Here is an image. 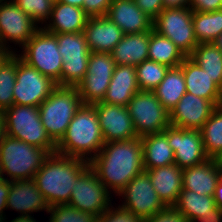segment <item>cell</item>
<instances>
[{
	"label": "cell",
	"mask_w": 222,
	"mask_h": 222,
	"mask_svg": "<svg viewBox=\"0 0 222 222\" xmlns=\"http://www.w3.org/2000/svg\"><path fill=\"white\" fill-rule=\"evenodd\" d=\"M89 165L99 181L117 195L135 176L145 171L142 139L106 142Z\"/></svg>",
	"instance_id": "6da1fadb"
},
{
	"label": "cell",
	"mask_w": 222,
	"mask_h": 222,
	"mask_svg": "<svg viewBox=\"0 0 222 222\" xmlns=\"http://www.w3.org/2000/svg\"><path fill=\"white\" fill-rule=\"evenodd\" d=\"M89 166L84 159L51 153L45 158L34 180L50 207L68 204L73 184Z\"/></svg>",
	"instance_id": "7a4b0ae2"
},
{
	"label": "cell",
	"mask_w": 222,
	"mask_h": 222,
	"mask_svg": "<svg viewBox=\"0 0 222 222\" xmlns=\"http://www.w3.org/2000/svg\"><path fill=\"white\" fill-rule=\"evenodd\" d=\"M104 143L95 106L83 104L56 145V152L90 162Z\"/></svg>",
	"instance_id": "3957f363"
},
{
	"label": "cell",
	"mask_w": 222,
	"mask_h": 222,
	"mask_svg": "<svg viewBox=\"0 0 222 222\" xmlns=\"http://www.w3.org/2000/svg\"><path fill=\"white\" fill-rule=\"evenodd\" d=\"M83 105L74 86L57 85L39 105V116L50 139L57 145L76 112Z\"/></svg>",
	"instance_id": "277c9868"
},
{
	"label": "cell",
	"mask_w": 222,
	"mask_h": 222,
	"mask_svg": "<svg viewBox=\"0 0 222 222\" xmlns=\"http://www.w3.org/2000/svg\"><path fill=\"white\" fill-rule=\"evenodd\" d=\"M49 153L6 135L0 143V168L8 181L34 179ZM5 175H7L5 177Z\"/></svg>",
	"instance_id": "5b68a950"
},
{
	"label": "cell",
	"mask_w": 222,
	"mask_h": 222,
	"mask_svg": "<svg viewBox=\"0 0 222 222\" xmlns=\"http://www.w3.org/2000/svg\"><path fill=\"white\" fill-rule=\"evenodd\" d=\"M6 135L29 145L56 152V144L48 136L39 116V108L13 104L3 111Z\"/></svg>",
	"instance_id": "8992f818"
},
{
	"label": "cell",
	"mask_w": 222,
	"mask_h": 222,
	"mask_svg": "<svg viewBox=\"0 0 222 222\" xmlns=\"http://www.w3.org/2000/svg\"><path fill=\"white\" fill-rule=\"evenodd\" d=\"M20 49L18 55L24 62L60 86L63 61L54 34L41 27Z\"/></svg>",
	"instance_id": "52a82bcc"
},
{
	"label": "cell",
	"mask_w": 222,
	"mask_h": 222,
	"mask_svg": "<svg viewBox=\"0 0 222 222\" xmlns=\"http://www.w3.org/2000/svg\"><path fill=\"white\" fill-rule=\"evenodd\" d=\"M138 137L163 132L170 126V112L153 91H138L127 104Z\"/></svg>",
	"instance_id": "ba28073f"
},
{
	"label": "cell",
	"mask_w": 222,
	"mask_h": 222,
	"mask_svg": "<svg viewBox=\"0 0 222 222\" xmlns=\"http://www.w3.org/2000/svg\"><path fill=\"white\" fill-rule=\"evenodd\" d=\"M193 11L189 7L164 8L153 20V30L170 39L189 57L199 44L195 37Z\"/></svg>",
	"instance_id": "9c48e42d"
},
{
	"label": "cell",
	"mask_w": 222,
	"mask_h": 222,
	"mask_svg": "<svg viewBox=\"0 0 222 222\" xmlns=\"http://www.w3.org/2000/svg\"><path fill=\"white\" fill-rule=\"evenodd\" d=\"M62 55L60 86H77L87 72L90 51L83 32L54 34Z\"/></svg>",
	"instance_id": "30bf717a"
},
{
	"label": "cell",
	"mask_w": 222,
	"mask_h": 222,
	"mask_svg": "<svg viewBox=\"0 0 222 222\" xmlns=\"http://www.w3.org/2000/svg\"><path fill=\"white\" fill-rule=\"evenodd\" d=\"M69 205L79 211L102 215L112 204V193L89 166L73 184Z\"/></svg>",
	"instance_id": "8fae6325"
},
{
	"label": "cell",
	"mask_w": 222,
	"mask_h": 222,
	"mask_svg": "<svg viewBox=\"0 0 222 222\" xmlns=\"http://www.w3.org/2000/svg\"><path fill=\"white\" fill-rule=\"evenodd\" d=\"M40 28L13 0H0V46L16 52L10 44L22 48Z\"/></svg>",
	"instance_id": "7c38bea8"
},
{
	"label": "cell",
	"mask_w": 222,
	"mask_h": 222,
	"mask_svg": "<svg viewBox=\"0 0 222 222\" xmlns=\"http://www.w3.org/2000/svg\"><path fill=\"white\" fill-rule=\"evenodd\" d=\"M56 86L54 81L29 66L17 54V72L13 88L14 104L39 107Z\"/></svg>",
	"instance_id": "4fadbf2b"
},
{
	"label": "cell",
	"mask_w": 222,
	"mask_h": 222,
	"mask_svg": "<svg viewBox=\"0 0 222 222\" xmlns=\"http://www.w3.org/2000/svg\"><path fill=\"white\" fill-rule=\"evenodd\" d=\"M116 196L124 199L119 204L120 207L143 220L166 207L154 190L146 171L135 176Z\"/></svg>",
	"instance_id": "5bb4252c"
},
{
	"label": "cell",
	"mask_w": 222,
	"mask_h": 222,
	"mask_svg": "<svg viewBox=\"0 0 222 222\" xmlns=\"http://www.w3.org/2000/svg\"><path fill=\"white\" fill-rule=\"evenodd\" d=\"M168 145L174 151L175 164L181 169L201 164L209 159L200 130L168 126L164 131Z\"/></svg>",
	"instance_id": "9a60e30c"
},
{
	"label": "cell",
	"mask_w": 222,
	"mask_h": 222,
	"mask_svg": "<svg viewBox=\"0 0 222 222\" xmlns=\"http://www.w3.org/2000/svg\"><path fill=\"white\" fill-rule=\"evenodd\" d=\"M93 105L96 108L105 143L138 137L127 107L105 102H98Z\"/></svg>",
	"instance_id": "2e32d148"
},
{
	"label": "cell",
	"mask_w": 222,
	"mask_h": 222,
	"mask_svg": "<svg viewBox=\"0 0 222 222\" xmlns=\"http://www.w3.org/2000/svg\"><path fill=\"white\" fill-rule=\"evenodd\" d=\"M217 106L209 100L186 92L170 112L171 126L200 130Z\"/></svg>",
	"instance_id": "e0dca14e"
},
{
	"label": "cell",
	"mask_w": 222,
	"mask_h": 222,
	"mask_svg": "<svg viewBox=\"0 0 222 222\" xmlns=\"http://www.w3.org/2000/svg\"><path fill=\"white\" fill-rule=\"evenodd\" d=\"M6 209L20 212V216H32L35 212H48L50 206L38 190L34 179L14 180L10 183Z\"/></svg>",
	"instance_id": "ac0fdd59"
},
{
	"label": "cell",
	"mask_w": 222,
	"mask_h": 222,
	"mask_svg": "<svg viewBox=\"0 0 222 222\" xmlns=\"http://www.w3.org/2000/svg\"><path fill=\"white\" fill-rule=\"evenodd\" d=\"M221 176L222 160L209 158L201 164L182 169V190L214 195Z\"/></svg>",
	"instance_id": "d6986e66"
},
{
	"label": "cell",
	"mask_w": 222,
	"mask_h": 222,
	"mask_svg": "<svg viewBox=\"0 0 222 222\" xmlns=\"http://www.w3.org/2000/svg\"><path fill=\"white\" fill-rule=\"evenodd\" d=\"M124 34L150 32L153 19L144 13L134 0H114L106 15Z\"/></svg>",
	"instance_id": "ffe728a7"
},
{
	"label": "cell",
	"mask_w": 222,
	"mask_h": 222,
	"mask_svg": "<svg viewBox=\"0 0 222 222\" xmlns=\"http://www.w3.org/2000/svg\"><path fill=\"white\" fill-rule=\"evenodd\" d=\"M90 52L111 53L123 31L106 15L89 17L83 31Z\"/></svg>",
	"instance_id": "44dd1931"
},
{
	"label": "cell",
	"mask_w": 222,
	"mask_h": 222,
	"mask_svg": "<svg viewBox=\"0 0 222 222\" xmlns=\"http://www.w3.org/2000/svg\"><path fill=\"white\" fill-rule=\"evenodd\" d=\"M179 66L183 70L186 92L205 98L216 106L222 105V89L205 70L190 57H186Z\"/></svg>",
	"instance_id": "7402d4cb"
},
{
	"label": "cell",
	"mask_w": 222,
	"mask_h": 222,
	"mask_svg": "<svg viewBox=\"0 0 222 222\" xmlns=\"http://www.w3.org/2000/svg\"><path fill=\"white\" fill-rule=\"evenodd\" d=\"M89 16L80 7L55 0L50 19L42 28L52 34L83 32Z\"/></svg>",
	"instance_id": "603a6c76"
},
{
	"label": "cell",
	"mask_w": 222,
	"mask_h": 222,
	"mask_svg": "<svg viewBox=\"0 0 222 222\" xmlns=\"http://www.w3.org/2000/svg\"><path fill=\"white\" fill-rule=\"evenodd\" d=\"M151 184L166 206H173L182 191V169L175 163L168 166L145 169Z\"/></svg>",
	"instance_id": "cb8c5ba5"
},
{
	"label": "cell",
	"mask_w": 222,
	"mask_h": 222,
	"mask_svg": "<svg viewBox=\"0 0 222 222\" xmlns=\"http://www.w3.org/2000/svg\"><path fill=\"white\" fill-rule=\"evenodd\" d=\"M139 90L135 67L115 65L111 81L102 102L126 107Z\"/></svg>",
	"instance_id": "d4e9b609"
},
{
	"label": "cell",
	"mask_w": 222,
	"mask_h": 222,
	"mask_svg": "<svg viewBox=\"0 0 222 222\" xmlns=\"http://www.w3.org/2000/svg\"><path fill=\"white\" fill-rule=\"evenodd\" d=\"M149 42L150 32L124 34L111 52L115 65L136 67L148 60Z\"/></svg>",
	"instance_id": "484cf974"
},
{
	"label": "cell",
	"mask_w": 222,
	"mask_h": 222,
	"mask_svg": "<svg viewBox=\"0 0 222 222\" xmlns=\"http://www.w3.org/2000/svg\"><path fill=\"white\" fill-rule=\"evenodd\" d=\"M143 146L144 169H153L175 163L174 151L168 145L164 132L141 137Z\"/></svg>",
	"instance_id": "4316f807"
},
{
	"label": "cell",
	"mask_w": 222,
	"mask_h": 222,
	"mask_svg": "<svg viewBox=\"0 0 222 222\" xmlns=\"http://www.w3.org/2000/svg\"><path fill=\"white\" fill-rule=\"evenodd\" d=\"M153 92L161 104L171 112L186 93L182 68L180 66L169 68L165 78Z\"/></svg>",
	"instance_id": "83f0119b"
},
{
	"label": "cell",
	"mask_w": 222,
	"mask_h": 222,
	"mask_svg": "<svg viewBox=\"0 0 222 222\" xmlns=\"http://www.w3.org/2000/svg\"><path fill=\"white\" fill-rule=\"evenodd\" d=\"M185 58L186 56L170 39L154 30L150 31L148 60L173 68L179 66Z\"/></svg>",
	"instance_id": "f1b7e54d"
},
{
	"label": "cell",
	"mask_w": 222,
	"mask_h": 222,
	"mask_svg": "<svg viewBox=\"0 0 222 222\" xmlns=\"http://www.w3.org/2000/svg\"><path fill=\"white\" fill-rule=\"evenodd\" d=\"M189 222L212 213L217 207L214 195H200L190 190H182L177 202L173 205Z\"/></svg>",
	"instance_id": "f546056e"
},
{
	"label": "cell",
	"mask_w": 222,
	"mask_h": 222,
	"mask_svg": "<svg viewBox=\"0 0 222 222\" xmlns=\"http://www.w3.org/2000/svg\"><path fill=\"white\" fill-rule=\"evenodd\" d=\"M222 89V50L214 43H199L189 56Z\"/></svg>",
	"instance_id": "4dcf8cb0"
},
{
	"label": "cell",
	"mask_w": 222,
	"mask_h": 222,
	"mask_svg": "<svg viewBox=\"0 0 222 222\" xmlns=\"http://www.w3.org/2000/svg\"><path fill=\"white\" fill-rule=\"evenodd\" d=\"M200 132L207 156L222 160V105L213 110Z\"/></svg>",
	"instance_id": "1f68e13d"
},
{
	"label": "cell",
	"mask_w": 222,
	"mask_h": 222,
	"mask_svg": "<svg viewBox=\"0 0 222 222\" xmlns=\"http://www.w3.org/2000/svg\"><path fill=\"white\" fill-rule=\"evenodd\" d=\"M192 21L198 43H213L222 33V9L213 12H193Z\"/></svg>",
	"instance_id": "d6a6232c"
},
{
	"label": "cell",
	"mask_w": 222,
	"mask_h": 222,
	"mask_svg": "<svg viewBox=\"0 0 222 222\" xmlns=\"http://www.w3.org/2000/svg\"><path fill=\"white\" fill-rule=\"evenodd\" d=\"M17 72V53L12 52L0 65V110L14 104L13 88Z\"/></svg>",
	"instance_id": "836d02e7"
},
{
	"label": "cell",
	"mask_w": 222,
	"mask_h": 222,
	"mask_svg": "<svg viewBox=\"0 0 222 222\" xmlns=\"http://www.w3.org/2000/svg\"><path fill=\"white\" fill-rule=\"evenodd\" d=\"M140 91H153L165 78L169 67L151 60H145L135 67Z\"/></svg>",
	"instance_id": "e575fe53"
},
{
	"label": "cell",
	"mask_w": 222,
	"mask_h": 222,
	"mask_svg": "<svg viewBox=\"0 0 222 222\" xmlns=\"http://www.w3.org/2000/svg\"><path fill=\"white\" fill-rule=\"evenodd\" d=\"M111 78L83 77L75 86L83 104L102 102L108 89Z\"/></svg>",
	"instance_id": "d590c367"
},
{
	"label": "cell",
	"mask_w": 222,
	"mask_h": 222,
	"mask_svg": "<svg viewBox=\"0 0 222 222\" xmlns=\"http://www.w3.org/2000/svg\"><path fill=\"white\" fill-rule=\"evenodd\" d=\"M13 1L24 13L30 16L37 24H39V27H43L46 22L50 19L51 11L55 2V0Z\"/></svg>",
	"instance_id": "8d00e7d4"
},
{
	"label": "cell",
	"mask_w": 222,
	"mask_h": 222,
	"mask_svg": "<svg viewBox=\"0 0 222 222\" xmlns=\"http://www.w3.org/2000/svg\"><path fill=\"white\" fill-rule=\"evenodd\" d=\"M48 213L49 222H96L97 217L93 213L79 211L69 204L52 206Z\"/></svg>",
	"instance_id": "74e56055"
},
{
	"label": "cell",
	"mask_w": 222,
	"mask_h": 222,
	"mask_svg": "<svg viewBox=\"0 0 222 222\" xmlns=\"http://www.w3.org/2000/svg\"><path fill=\"white\" fill-rule=\"evenodd\" d=\"M114 67L111 53L91 52L84 77L112 78Z\"/></svg>",
	"instance_id": "f35d334b"
},
{
	"label": "cell",
	"mask_w": 222,
	"mask_h": 222,
	"mask_svg": "<svg viewBox=\"0 0 222 222\" xmlns=\"http://www.w3.org/2000/svg\"><path fill=\"white\" fill-rule=\"evenodd\" d=\"M116 207V208H115ZM111 205L102 215L96 217V222H143L141 217L135 216L122 207Z\"/></svg>",
	"instance_id": "ab89813d"
},
{
	"label": "cell",
	"mask_w": 222,
	"mask_h": 222,
	"mask_svg": "<svg viewBox=\"0 0 222 222\" xmlns=\"http://www.w3.org/2000/svg\"><path fill=\"white\" fill-rule=\"evenodd\" d=\"M143 222H189L174 206H166Z\"/></svg>",
	"instance_id": "60d3db41"
},
{
	"label": "cell",
	"mask_w": 222,
	"mask_h": 222,
	"mask_svg": "<svg viewBox=\"0 0 222 222\" xmlns=\"http://www.w3.org/2000/svg\"><path fill=\"white\" fill-rule=\"evenodd\" d=\"M111 0H84L83 10L89 17L107 15Z\"/></svg>",
	"instance_id": "b9f144b4"
},
{
	"label": "cell",
	"mask_w": 222,
	"mask_h": 222,
	"mask_svg": "<svg viewBox=\"0 0 222 222\" xmlns=\"http://www.w3.org/2000/svg\"><path fill=\"white\" fill-rule=\"evenodd\" d=\"M136 5L151 19H155L165 8L163 0H134Z\"/></svg>",
	"instance_id": "7bdbcfd3"
},
{
	"label": "cell",
	"mask_w": 222,
	"mask_h": 222,
	"mask_svg": "<svg viewBox=\"0 0 222 222\" xmlns=\"http://www.w3.org/2000/svg\"><path fill=\"white\" fill-rule=\"evenodd\" d=\"M193 12H213L222 9V0H189Z\"/></svg>",
	"instance_id": "ee69618b"
},
{
	"label": "cell",
	"mask_w": 222,
	"mask_h": 222,
	"mask_svg": "<svg viewBox=\"0 0 222 222\" xmlns=\"http://www.w3.org/2000/svg\"><path fill=\"white\" fill-rule=\"evenodd\" d=\"M11 181L6 180L5 178L0 179V221H2L6 215V201L8 198V193L10 190Z\"/></svg>",
	"instance_id": "f6af8a7d"
},
{
	"label": "cell",
	"mask_w": 222,
	"mask_h": 222,
	"mask_svg": "<svg viewBox=\"0 0 222 222\" xmlns=\"http://www.w3.org/2000/svg\"><path fill=\"white\" fill-rule=\"evenodd\" d=\"M194 222H222V209L217 206L212 213L199 217Z\"/></svg>",
	"instance_id": "bcb514c9"
},
{
	"label": "cell",
	"mask_w": 222,
	"mask_h": 222,
	"mask_svg": "<svg viewBox=\"0 0 222 222\" xmlns=\"http://www.w3.org/2000/svg\"><path fill=\"white\" fill-rule=\"evenodd\" d=\"M165 8L189 7V0H163Z\"/></svg>",
	"instance_id": "7dc6e473"
},
{
	"label": "cell",
	"mask_w": 222,
	"mask_h": 222,
	"mask_svg": "<svg viewBox=\"0 0 222 222\" xmlns=\"http://www.w3.org/2000/svg\"><path fill=\"white\" fill-rule=\"evenodd\" d=\"M214 200L215 204L222 209V176L215 189Z\"/></svg>",
	"instance_id": "c3c4849f"
},
{
	"label": "cell",
	"mask_w": 222,
	"mask_h": 222,
	"mask_svg": "<svg viewBox=\"0 0 222 222\" xmlns=\"http://www.w3.org/2000/svg\"><path fill=\"white\" fill-rule=\"evenodd\" d=\"M6 219L8 218H4L0 222H8L6 221ZM36 220L37 219H35L33 216H30V215H23V216L19 215L18 217H15L14 219H12V221L10 220V222H38Z\"/></svg>",
	"instance_id": "681fc988"
},
{
	"label": "cell",
	"mask_w": 222,
	"mask_h": 222,
	"mask_svg": "<svg viewBox=\"0 0 222 222\" xmlns=\"http://www.w3.org/2000/svg\"><path fill=\"white\" fill-rule=\"evenodd\" d=\"M6 136L5 124H4V115L3 111L0 110V143Z\"/></svg>",
	"instance_id": "f907efd6"
},
{
	"label": "cell",
	"mask_w": 222,
	"mask_h": 222,
	"mask_svg": "<svg viewBox=\"0 0 222 222\" xmlns=\"http://www.w3.org/2000/svg\"><path fill=\"white\" fill-rule=\"evenodd\" d=\"M56 1L80 8H83V3H84V0H56Z\"/></svg>",
	"instance_id": "816d5d0a"
},
{
	"label": "cell",
	"mask_w": 222,
	"mask_h": 222,
	"mask_svg": "<svg viewBox=\"0 0 222 222\" xmlns=\"http://www.w3.org/2000/svg\"><path fill=\"white\" fill-rule=\"evenodd\" d=\"M11 53H12L11 50H9L3 46H0V65Z\"/></svg>",
	"instance_id": "f5cc1de1"
},
{
	"label": "cell",
	"mask_w": 222,
	"mask_h": 222,
	"mask_svg": "<svg viewBox=\"0 0 222 222\" xmlns=\"http://www.w3.org/2000/svg\"><path fill=\"white\" fill-rule=\"evenodd\" d=\"M220 50H222V33L218 38L213 42Z\"/></svg>",
	"instance_id": "db71d44e"
},
{
	"label": "cell",
	"mask_w": 222,
	"mask_h": 222,
	"mask_svg": "<svg viewBox=\"0 0 222 222\" xmlns=\"http://www.w3.org/2000/svg\"><path fill=\"white\" fill-rule=\"evenodd\" d=\"M3 176H2V172H1V168H0V179H2Z\"/></svg>",
	"instance_id": "11a10c76"
}]
</instances>
